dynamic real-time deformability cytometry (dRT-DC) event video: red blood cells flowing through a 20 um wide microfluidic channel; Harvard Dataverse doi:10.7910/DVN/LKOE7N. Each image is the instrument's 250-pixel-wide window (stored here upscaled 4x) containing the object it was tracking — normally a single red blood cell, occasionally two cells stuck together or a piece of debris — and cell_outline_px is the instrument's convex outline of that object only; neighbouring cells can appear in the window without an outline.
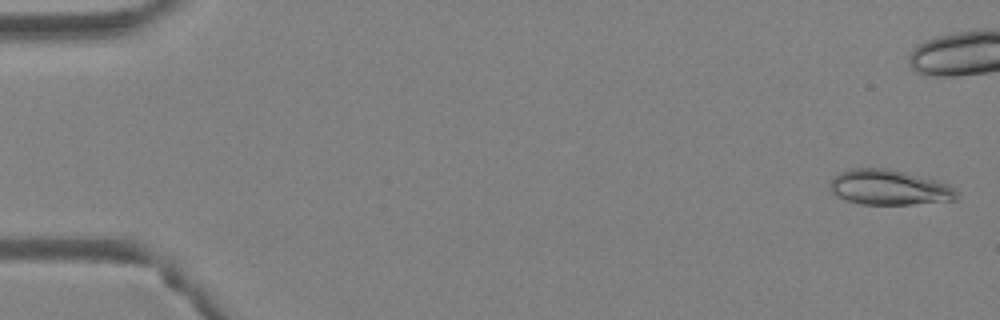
{"species": "Egyptian fruit bat (a non-hibernating species)", "species_latin": "Rousettus aegyptiacus", "temperature_condition": "warm", "stored_images_in_passage": 5, "camera_frame_rate_fps": 3000, "um_per_image_px": 0.085, "animal": {"sex": "female"}, "frame": {"image": 1, "passage_image": 1, "time_ms": 0.0, "image_size_px": [1000, 320], "cell_outline_px": [[956, 200], [912, 204], [860, 204], [848, 200], [832, 192], [832, 180], [840, 172], [852, 168], [888, 168], [936, 180], [948, 184], [956, 188]], "centroid_in_image_um": [75.63, 15.93], "position_along_channel_um": 9.4, "area_um2": 25.55}}